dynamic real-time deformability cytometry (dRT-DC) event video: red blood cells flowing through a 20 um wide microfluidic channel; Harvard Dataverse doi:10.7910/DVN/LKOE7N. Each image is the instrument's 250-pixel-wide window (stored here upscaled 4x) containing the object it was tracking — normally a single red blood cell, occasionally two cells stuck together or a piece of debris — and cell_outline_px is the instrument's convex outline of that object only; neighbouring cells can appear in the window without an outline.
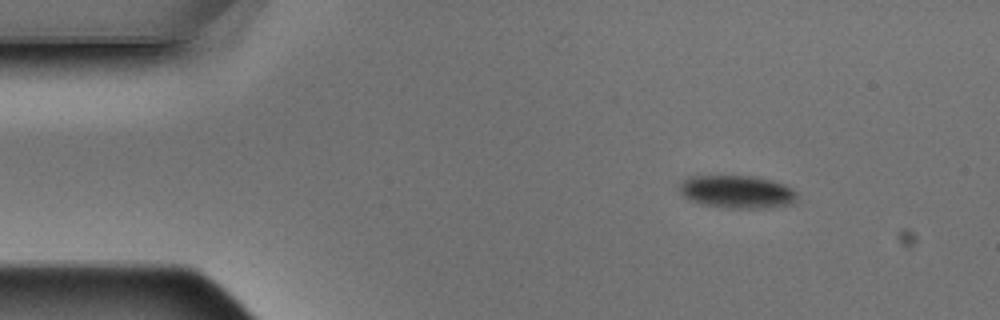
{"species": "Egyptian fruit bat (a non-hibernating species)", "species_latin": "Rousettus aegyptiacus", "temperature_condition": "warm", "stored_images_in_passage": 4, "camera_frame_rate_fps": 3000, "um_per_image_px": 0.085, "animal": {"sex": "male"}, "frame": {"image": 1, "passage_image": 2, "time_ms": 0.333, "image_size_px": [1000, 320], "cell_outline_px": [[796, 196], [792, 204], [760, 208], [728, 208], [704, 204], [692, 200], [680, 188], [680, 184], [688, 176], [752, 176], [772, 180], [784, 184], [792, 188], [796, 192]], "centroid_in_image_um": [62.7, 16.29], "position_along_channel_um": 22.3, "area_um2": 22.02}}